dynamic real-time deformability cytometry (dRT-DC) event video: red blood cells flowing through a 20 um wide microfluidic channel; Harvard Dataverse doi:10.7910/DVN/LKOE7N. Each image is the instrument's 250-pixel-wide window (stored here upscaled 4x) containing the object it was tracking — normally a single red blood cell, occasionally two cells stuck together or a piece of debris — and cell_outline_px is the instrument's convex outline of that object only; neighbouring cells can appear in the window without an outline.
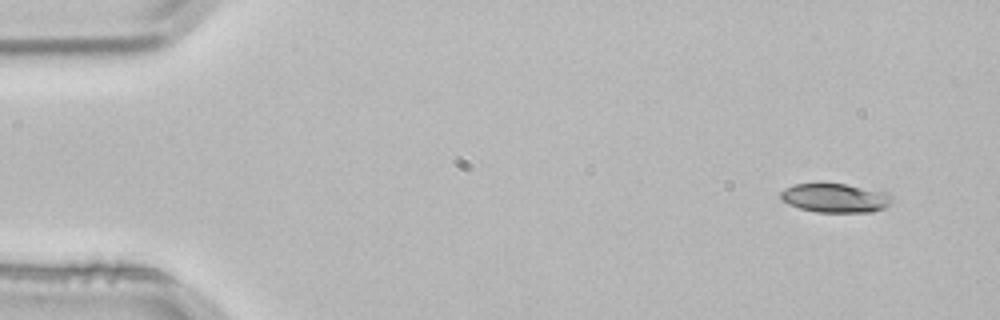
{"species": "common noctule bat (a hibernating species)", "species_latin": "Nyctalus noctula", "temperature_condition": "room temperature", "stored_images_in_passage": 3, "camera_frame_rate_fps": 3000, "um_per_image_px": 0.085, "animal": {"sex": "male", "body_mass_g": 21.5, "forearm_length_mm": 52.0}, "frame": {"image": 1, "passage_image": 1, "time_ms": 0.0, "image_size_px": [1000, 320], "cell_outline_px": [[892, 200], [884, 208], [872, 212], [816, 212], [800, 208], [788, 204], [780, 200], [780, 192], [784, 188], [792, 184], [844, 184], [884, 192], [892, 196]], "centroid_in_image_um": [70.93, 16.84], "position_along_channel_um": 14.1, "area_um2": 18.67}}
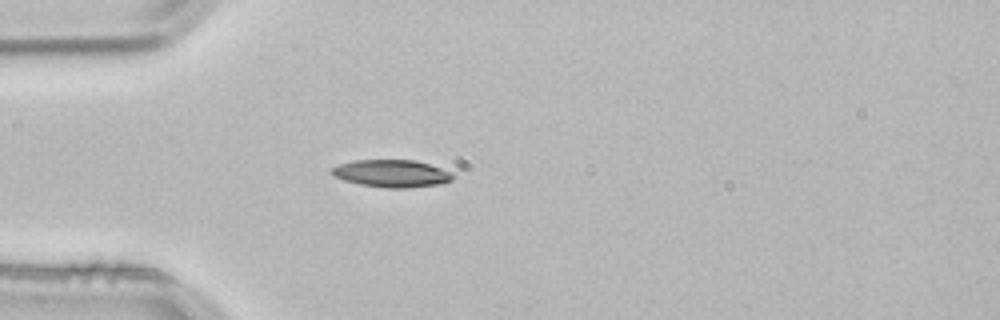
{"frame": {"image": 2, "passage_image": 3, "time_ms": 0.667, "image_size_px": [1000, 320], "cell_outline_px": [[456, 176], [452, 180], [444, 184], [404, 188], [388, 188], [360, 184], [344, 180], [332, 176], [328, 172], [332, 168], [340, 164], [356, 160], [416, 160], [452, 172]], "centroid_in_image_um": [33.31, 14.75], "position_along_channel_um": 51.7, "area_um2": 19.48}}